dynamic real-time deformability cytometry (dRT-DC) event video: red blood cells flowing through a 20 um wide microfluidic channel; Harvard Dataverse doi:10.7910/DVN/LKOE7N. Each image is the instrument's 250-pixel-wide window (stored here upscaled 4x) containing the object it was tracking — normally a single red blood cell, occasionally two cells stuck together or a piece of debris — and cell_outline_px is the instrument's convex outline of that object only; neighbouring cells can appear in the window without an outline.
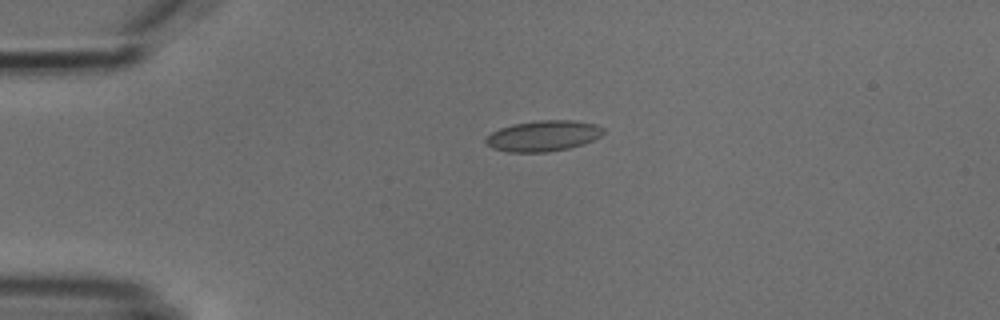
{"species": "common noctule bat (a hibernating species)", "species_latin": "Nyctalus noctula", "temperature_condition": "cold", "stored_images_in_passage": 2, "camera_frame_rate_fps": 3000, "um_per_image_px": 0.085, "animal": {"sex": "male", "body_mass_g": 18.8}, "frame": {"image": 1, "passage_image": 1, "time_ms": 0.0, "image_size_px": [1000, 320], "cell_outline_px": [[604, 132], [600, 136], [584, 144], [568, 148], [544, 152], [508, 152], [492, 148], [484, 140], [492, 132], [500, 128], [512, 124], [536, 120], [572, 120], [596, 124], [604, 128]], "centroid_in_image_um": [46.18, 11.54], "position_along_channel_um": 38.8, "area_um2": 21.04}}